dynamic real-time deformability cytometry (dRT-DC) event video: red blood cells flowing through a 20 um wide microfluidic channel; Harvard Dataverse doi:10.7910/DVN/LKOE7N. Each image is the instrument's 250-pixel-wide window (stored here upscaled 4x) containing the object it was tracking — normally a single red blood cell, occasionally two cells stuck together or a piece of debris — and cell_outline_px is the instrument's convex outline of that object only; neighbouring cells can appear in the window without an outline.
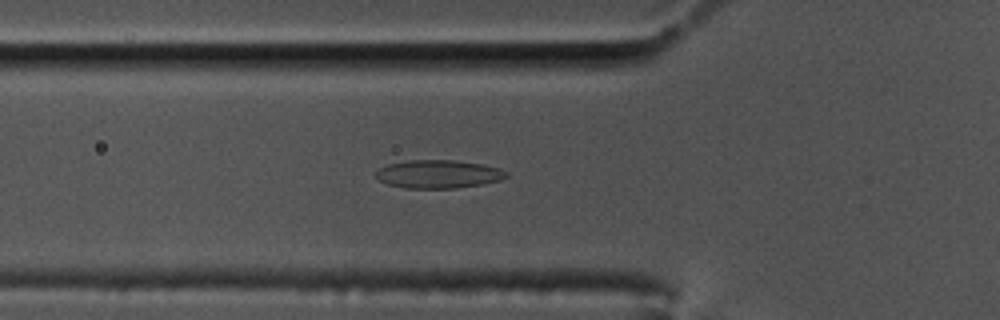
{"species": "common noctule bat (a hibernating species)", "species_latin": "Nyctalus noctula", "temperature_condition": "cold", "stored_images_in_passage": 58, "camera_frame_rate_fps": 3000, "um_per_image_px": 0.085, "animal": {"sex": "male", "body_mass_g": 17.5, "forearm_length_mm": 52.3}, "frame": {"image": 1, "passage_image": 20, "time_ms": 6.333, "image_size_px": [1000, 320], "cell_outline_px": [[508, 176], [500, 180], [480, 184], [456, 188], [404, 188], [388, 184], [380, 180], [376, 176], [376, 172], [380, 168], [388, 164], [408, 160], [452, 160], [480, 164], [500, 168], [508, 172]], "centroid_in_image_um": [37.26, 14.8], "position_along_channel_um": 88.5, "area_um2": 21.27}}
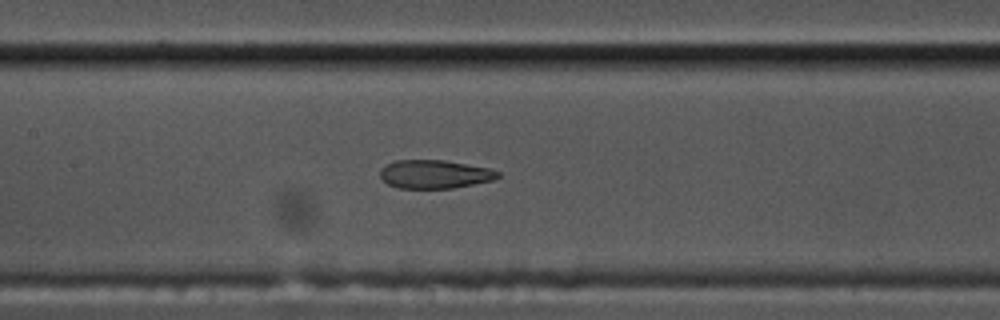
{"frame": {"image": 2, "passage_image": 27, "time_ms": 8.667, "image_size_px": [1000, 320], "cell_outline_px": [[500, 176], [496, 180], [452, 188], [396, 188], [388, 184], [380, 176], [380, 168], [384, 164], [396, 160], [444, 160], [488, 168], [500, 172]], "centroid_in_image_um": [36.93, 14.8], "position_along_channel_um": 170.5, "area_um2": 19.65}}
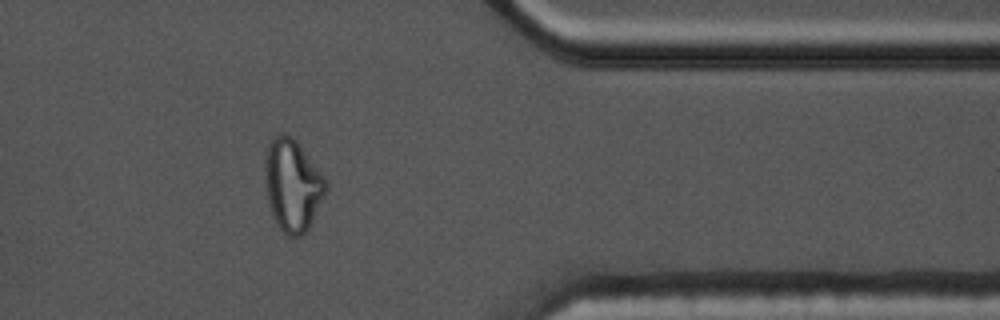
{"frame": {"image": 3, "passage_image": 47, "time_ms": 15.333, "image_size_px": [1000, 320], "cell_outline_px": [[328, 188], [308, 228], [300, 236], [288, 236], [280, 228], [268, 204], [264, 164], [264, 160], [268, 144], [280, 132], [284, 132], [296, 140], [324, 176], [328, 184]], "centroid_in_image_um": [24.86, 15.7], "position_along_channel_um": 386.5, "area_um2": 32.25}, "authors_computed_cell_mechanics": {"area_um2": 21.5305, "velocity_mm_per_s": 3.4894, "shape_relaxation_time_tau1_ms": null, "shape_relaxation_time_tau2_ms": 1.692, "deformation_change_tau1": null, "deformation_change_tau2": 0.084}}